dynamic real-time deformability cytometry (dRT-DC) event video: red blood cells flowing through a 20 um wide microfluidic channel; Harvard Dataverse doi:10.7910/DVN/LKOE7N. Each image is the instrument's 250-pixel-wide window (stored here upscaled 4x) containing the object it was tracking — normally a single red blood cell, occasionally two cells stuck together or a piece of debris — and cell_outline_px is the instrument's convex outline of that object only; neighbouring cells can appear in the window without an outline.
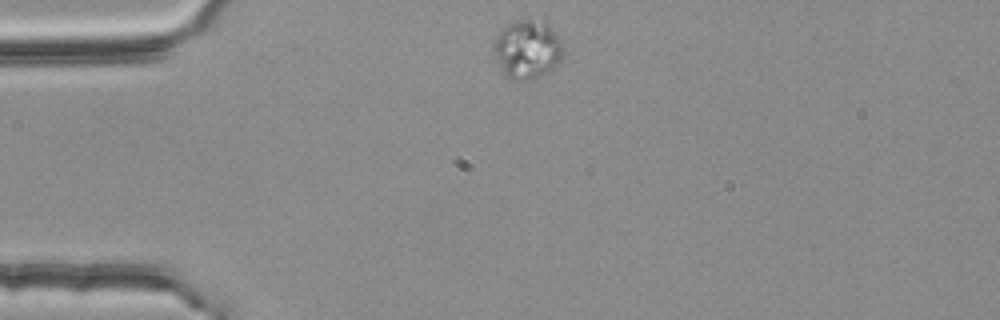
{"species": "common noctule bat (a hibernating species)", "species_latin": "Nyctalus noctula", "temperature_condition": "room temperature", "stored_images_in_passage": 2, "camera_frame_rate_fps": 3000, "um_per_image_px": 0.085, "animal": {"sex": "female", "body_mass_g": 25.1}, "frame": {"image": 1, "passage_image": 2, "time_ms": 0.333, "image_size_px": [1000, 320], "cell_outline_px": [[564, 52], [560, 60], [548, 72], [532, 80], [512, 80], [504, 76], [492, 52], [492, 48], [496, 36], [508, 24], [516, 20], [544, 16], [564, 44]], "centroid_in_image_um": [44.84, 4.15], "position_along_channel_um": 40.2, "area_um2": 24.68}}